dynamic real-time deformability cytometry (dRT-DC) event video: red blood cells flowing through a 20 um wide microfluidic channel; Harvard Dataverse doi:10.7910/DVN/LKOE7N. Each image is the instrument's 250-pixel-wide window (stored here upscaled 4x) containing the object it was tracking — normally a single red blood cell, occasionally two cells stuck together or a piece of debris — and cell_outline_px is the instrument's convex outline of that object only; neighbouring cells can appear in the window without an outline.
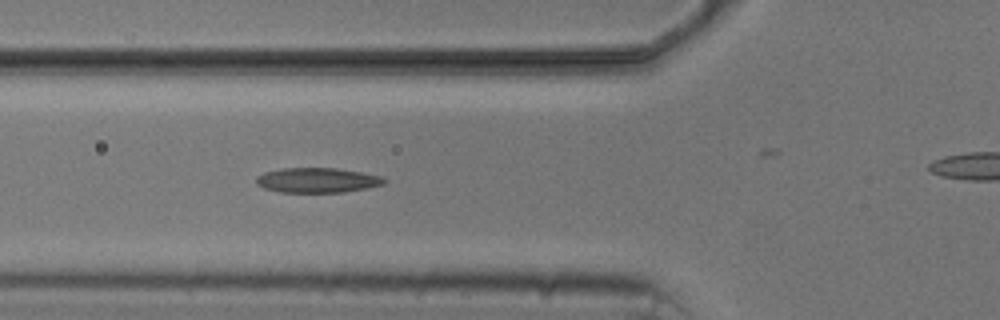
{"species": "common noctule bat (a hibernating species)", "species_latin": "Nyctalus noctula", "temperature_condition": "cold", "stored_images_in_passage": 7, "segment_of_instrument_passage": [1, 2], "camera_frame_rate_fps": 3000, "um_per_image_px": 0.085, "animal": {"sex": "male", "body_mass_g": 20.5, "forearm_length_mm": 52.5}, "frame": {"image": 1, "passage_image": 6, "time_ms": 5.667, "image_size_px": [1000, 320], "cell_outline_px": [[388, 180], [384, 184], [368, 188], [344, 192], [280, 192], [264, 188], [256, 184], [256, 176], [264, 172], [280, 168], [336, 168], [360, 172], [380, 176]], "centroid_in_image_um": [26.95, 15.32], "position_along_channel_um": 98.8, "area_um2": 18.61}}